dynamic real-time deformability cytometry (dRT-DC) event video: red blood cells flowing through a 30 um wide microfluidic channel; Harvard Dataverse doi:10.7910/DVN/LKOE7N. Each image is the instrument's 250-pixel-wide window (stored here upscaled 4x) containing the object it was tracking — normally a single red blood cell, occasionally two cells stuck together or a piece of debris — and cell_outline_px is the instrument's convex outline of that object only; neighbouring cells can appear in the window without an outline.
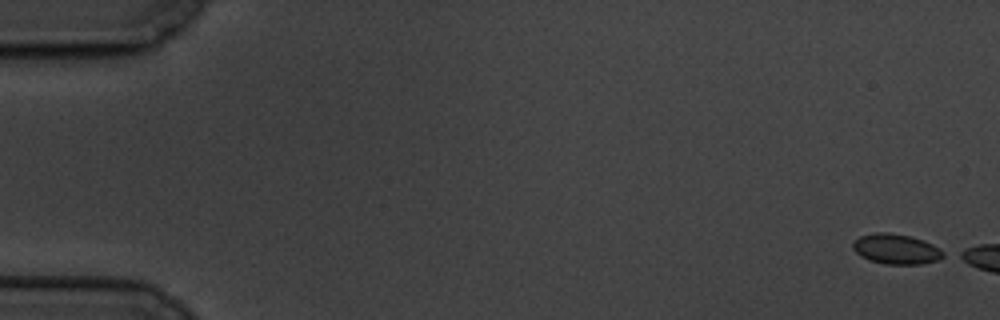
{"species": "common noctule bat (a hibernating species)", "species_latin": "Nyctalus noctula", "temperature_condition": "cold", "stored_images_in_passage": 3, "camera_frame_rate_fps": 3000, "um_per_image_px": 0.085, "animal": {"sex": "male", "body_mass_g": 19.5, "forearm_length_mm": 54.6}, "frame": {"image": 1, "passage_image": 1, "time_ms": 0.0, "image_size_px": [1000, 320], "cell_outline_px": [[948, 256], [940, 260], [920, 264], [884, 264], [868, 260], [860, 256], [852, 248], [852, 244], [860, 236], [876, 232], [888, 232], [908, 236], [924, 240], [948, 252]], "centroid_in_image_um": [76.24, 21.18], "position_along_channel_um": 8.8, "area_um2": 16.18}}